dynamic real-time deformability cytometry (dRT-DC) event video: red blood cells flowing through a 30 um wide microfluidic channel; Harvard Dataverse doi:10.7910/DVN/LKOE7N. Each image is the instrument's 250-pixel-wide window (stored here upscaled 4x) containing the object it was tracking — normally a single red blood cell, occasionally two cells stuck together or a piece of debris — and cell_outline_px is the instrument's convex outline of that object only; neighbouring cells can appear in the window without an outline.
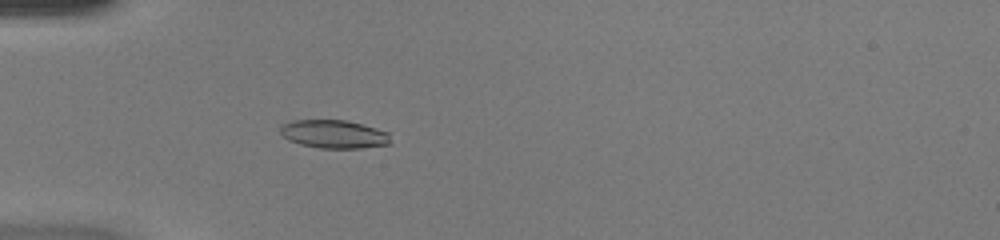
{"species": "common noctule bat (a hibernating species)", "species_latin": "Nyctalus noctula", "temperature_condition": "warm", "stored_images_in_passage": 38, "camera_frame_rate_fps": 3000, "um_per_image_px": 0.085, "animal": {"sex": "female", "body_mass_g": 20.0, "forearm_length_mm": 54.0}, "frame": {"image": 1, "passage_image": 4, "time_ms": 1.0, "image_size_px": [1000, 240], "cell_outline_px": [[392, 144], [360, 148], [320, 148], [300, 144], [288, 140], [280, 132], [280, 124], [292, 120], [344, 120], [376, 128], [388, 132]], "centroid_in_image_um": [28.37, 11.4], "position_along_channel_um": 56.6, "area_um2": 18.21}}
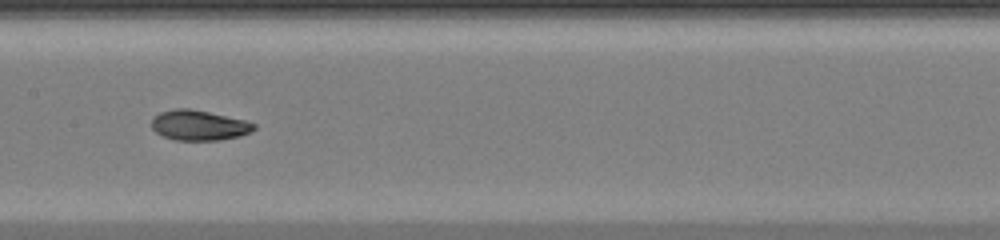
{"frame": {"image": 2, "passage_image": 14, "time_ms": 4.333, "image_size_px": [1000, 240], "cell_outline_px": [[256, 128], [240, 136], [220, 140], [176, 140], [164, 136], [156, 132], [152, 128], [152, 116], [160, 112], [176, 108], [188, 108], [208, 112], [244, 120], [256, 124]], "centroid_in_image_um": [16.88, 10.64], "position_along_channel_um": 190.5, "area_um2": 17.86}}
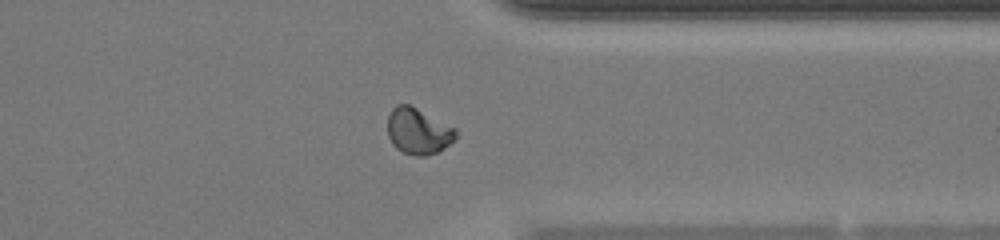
{"frame": {"image": 3, "passage_image": 27, "time_ms": 8.667, "image_size_px": [1000, 240], "cell_outline_px": [[460, 132], [448, 144], [436, 152], [424, 156], [412, 156], [396, 148], [392, 144], [388, 136], [388, 116], [392, 108], [396, 104], [408, 104], [456, 128]], "centroid_in_image_um": [35.53, 11.15], "position_along_channel_um": 375.9, "area_um2": 18.21}}